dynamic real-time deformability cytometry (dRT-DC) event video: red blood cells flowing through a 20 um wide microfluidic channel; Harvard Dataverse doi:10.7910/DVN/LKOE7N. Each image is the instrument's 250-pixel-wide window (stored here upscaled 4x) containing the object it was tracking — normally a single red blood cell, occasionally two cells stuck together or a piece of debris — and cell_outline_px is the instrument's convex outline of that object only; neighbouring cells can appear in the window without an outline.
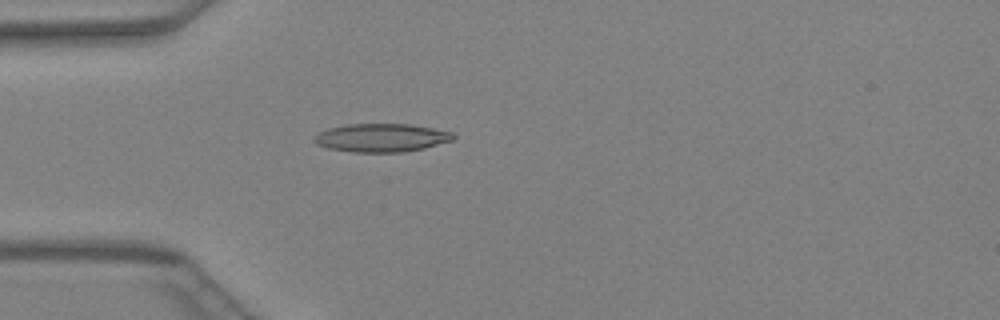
{"species": "Egyptian fruit bat (a non-hibernating species)", "species_latin": "Rousettus aegyptiacus", "temperature_condition": "warm", "stored_images_in_passage": 45, "camera_frame_rate_fps": 3000, "um_per_image_px": 0.085, "animal": {"sex": "female"}, "frame": {"image": 1, "passage_image": 13, "time_ms": 4.0, "image_size_px": [1000, 320], "cell_outline_px": [[456, 136], [452, 140], [424, 148], [404, 152], [352, 152], [328, 148], [316, 144], [312, 140], [320, 132], [328, 128], [348, 124], [412, 124], [452, 132]], "centroid_in_image_um": [32.42, 11.71], "position_along_channel_um": 52.6, "area_um2": 22.89}}
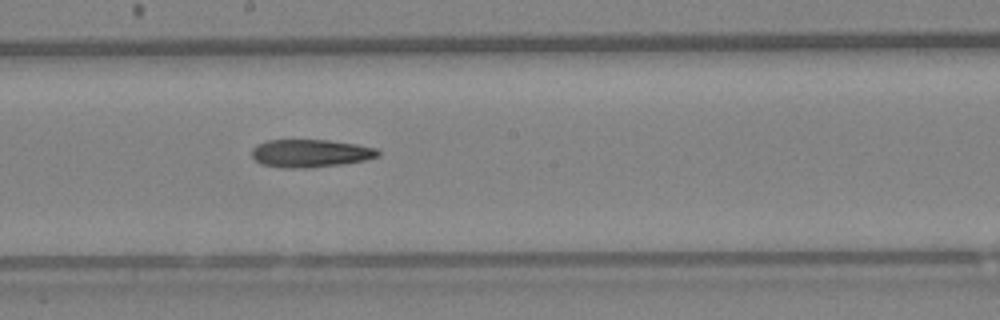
{"frame": {"image": 2, "passage_image": 25, "time_ms": 8.0, "image_size_px": [1000, 320], "cell_outline_px": [[380, 156], [364, 160], [340, 164], [308, 168], [280, 168], [260, 164], [252, 156], [252, 148], [256, 144], [268, 140], [328, 140], [356, 144], [376, 148], [380, 152]], "centroid_in_image_um": [26.36, 13.03], "position_along_channel_um": 221.8, "area_um2": 20.58}}
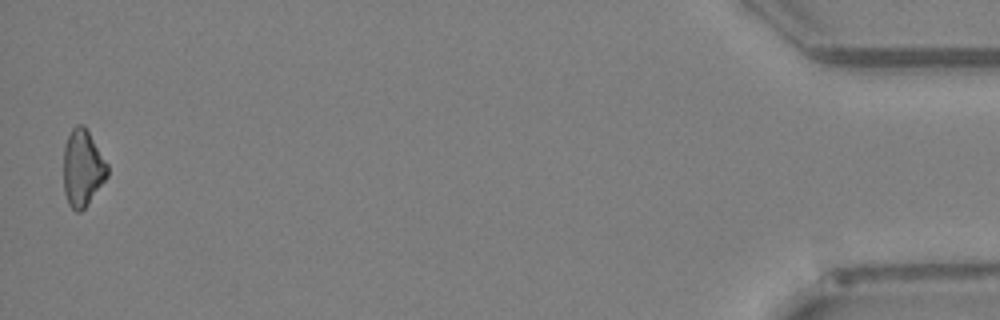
{"frame": {"image": 3, "passage_image": 45, "time_ms": 14.667, "image_size_px": [1000, 320], "cell_outline_px": [[108, 176], [84, 208], [80, 212], [76, 212], [68, 204], [64, 192], [64, 144], [72, 128], [76, 124], [84, 124], [108, 164]], "centroid_in_image_um": [7.01, 14.27], "position_along_channel_um": 428.2, "area_um2": 19.59}}